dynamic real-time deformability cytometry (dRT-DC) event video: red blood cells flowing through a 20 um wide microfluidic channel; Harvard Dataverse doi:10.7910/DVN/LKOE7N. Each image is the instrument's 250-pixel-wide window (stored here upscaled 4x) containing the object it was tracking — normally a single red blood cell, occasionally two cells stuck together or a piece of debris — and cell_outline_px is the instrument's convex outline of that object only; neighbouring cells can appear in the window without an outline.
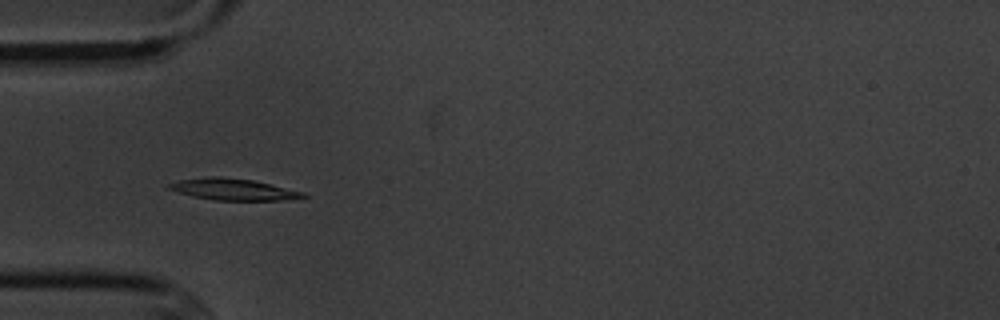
{"species": "common noctule bat (a hibernating species)", "species_latin": "Nyctalus noctula", "temperature_condition": "cold", "stored_images_in_passage": 7, "camera_frame_rate_fps": 3000, "um_per_image_px": 0.085, "animal": {"sex": "male", "body_mass_g": 20.1, "forearm_length_mm": 53.5}, "frame": {"image": 1, "passage_image": 4, "time_ms": 3.667, "image_size_px": [1000, 320], "cell_outline_px": [[308, 196], [280, 200], [212, 200], [192, 196], [168, 188], [168, 184], [180, 180], [212, 176], [220, 176], [252, 180], [304, 192]], "centroid_in_image_um": [19.81, 16.09], "position_along_channel_um": 65.2, "area_um2": 16.47}}
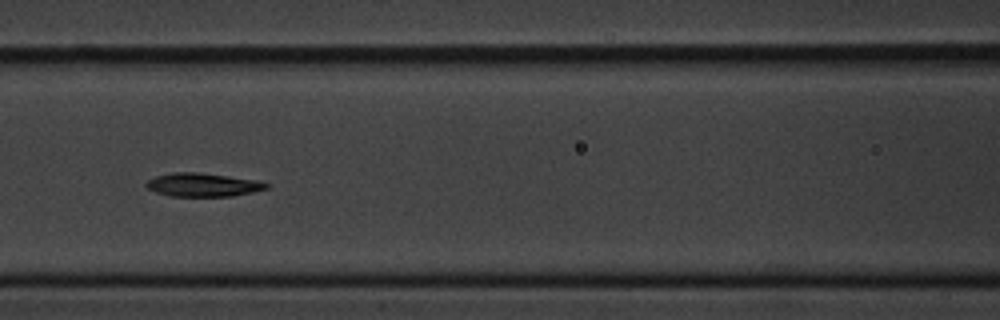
{"frame": {"image": 2, "passage_image": 6, "time_ms": 6.0, "image_size_px": [1000, 320], "cell_outline_px": [[268, 188], [252, 192], [232, 196], [168, 196], [156, 192], [148, 188], [144, 184], [148, 180], [156, 176], [172, 172], [196, 172], [256, 180], [268, 184]], "centroid_in_image_um": [17.2, 15.71], "position_along_channel_um": 149.4, "area_um2": 16.24}}
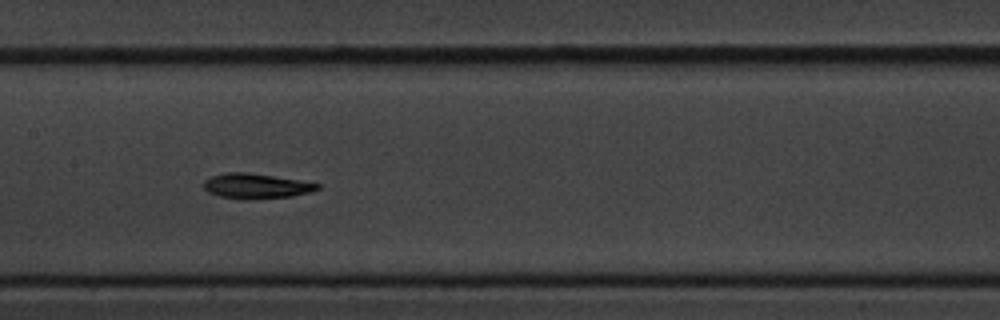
{"frame": {"image": 3, "passage_image": 7, "time_ms": 7.0, "image_size_px": [1000, 320], "cell_outline_px": [[320, 188], [312, 192], [292, 196], [248, 200], [240, 200], [220, 196], [208, 192], [204, 188], [204, 180], [212, 176], [228, 172], [248, 172], [300, 180], [320, 184]], "centroid_in_image_um": [21.78, 15.82], "position_along_channel_um": 185.6, "area_um2": 16.76}}